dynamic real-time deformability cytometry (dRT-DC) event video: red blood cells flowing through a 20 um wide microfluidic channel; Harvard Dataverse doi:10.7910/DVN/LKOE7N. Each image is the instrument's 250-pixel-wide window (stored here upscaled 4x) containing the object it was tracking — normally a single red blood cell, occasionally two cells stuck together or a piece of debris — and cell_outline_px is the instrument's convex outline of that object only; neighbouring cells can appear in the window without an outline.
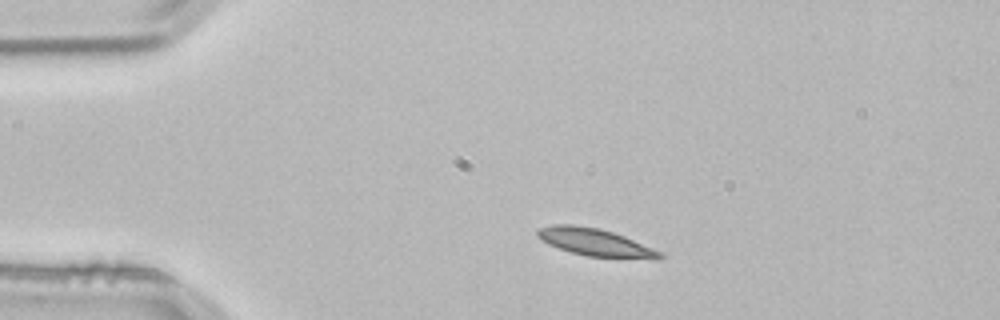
{"species": "common noctule bat (a hibernating species)", "species_latin": "Nyctalus noctula", "temperature_condition": "room temperature", "stored_images_in_passage": 2, "camera_frame_rate_fps": 3000, "um_per_image_px": 0.085, "animal": {"sex": "male", "body_mass_g": 21.5, "forearm_length_mm": 52.0}, "frame": {"image": 1, "passage_image": 1, "time_ms": 0.0, "image_size_px": [1000, 320], "cell_outline_px": [[664, 256], [660, 260], [656, 260], [588, 256], [572, 252], [548, 244], [540, 240], [536, 236], [536, 228], [552, 224], [572, 224], [600, 228], [624, 236], [664, 252]], "centroid_in_image_um": [50.63, 20.6], "position_along_channel_um": 34.4, "area_um2": 20.0}}
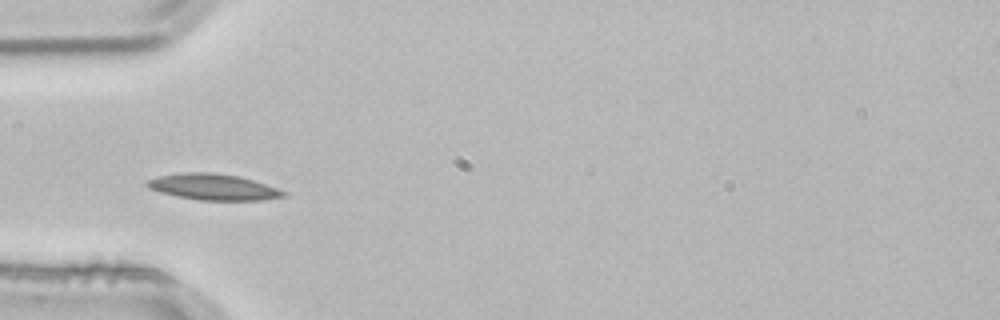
{"frame": {"image": 2, "passage_image": 2, "time_ms": 0.333, "image_size_px": [1000, 320], "cell_outline_px": [[288, 196], [260, 200], [200, 200], [176, 196], [160, 192], [148, 188], [144, 184], [148, 180], [160, 176], [184, 172], [212, 172], [236, 176], [252, 180], [288, 192]], "centroid_in_image_um": [18.12, 15.9], "position_along_channel_um": 66.9, "area_um2": 20.58}}